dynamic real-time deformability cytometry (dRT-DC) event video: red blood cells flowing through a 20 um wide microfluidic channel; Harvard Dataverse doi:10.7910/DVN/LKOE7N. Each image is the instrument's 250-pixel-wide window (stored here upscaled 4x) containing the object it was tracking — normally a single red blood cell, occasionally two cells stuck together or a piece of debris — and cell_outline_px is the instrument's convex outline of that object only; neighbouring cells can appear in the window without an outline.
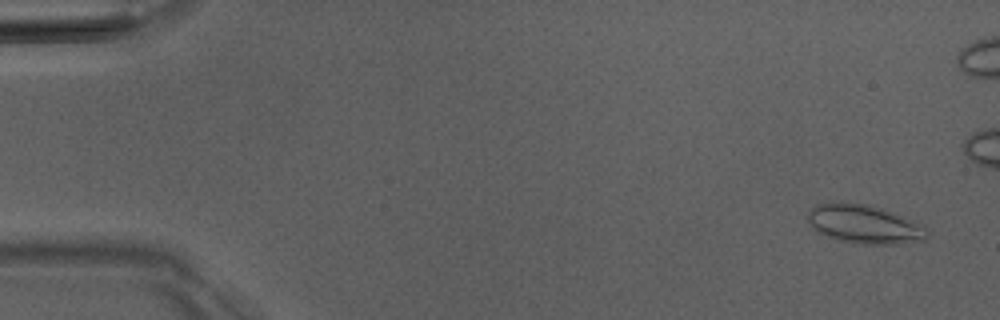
{"species": "Egyptian fruit bat (a non-hibernating species)", "species_latin": "Rousettus aegyptiacus", "temperature_condition": "room temperature", "stored_images_in_passage": 8, "camera_frame_rate_fps": 3000, "um_per_image_px": 0.085, "animal": {"sex": "male"}, "frame": {"image": 1, "passage_image": 1, "time_ms": 0.0, "image_size_px": [1000, 320], "cell_outline_px": [[928, 236], [924, 240], [900, 244], [860, 244], [836, 240], [812, 228], [808, 220], [808, 212], [816, 204], [840, 200], [868, 204], [880, 208], [924, 224], [928, 228]], "centroid_in_image_um": [73.48, 19.04], "position_along_channel_um": 11.5, "area_um2": 27.4}}
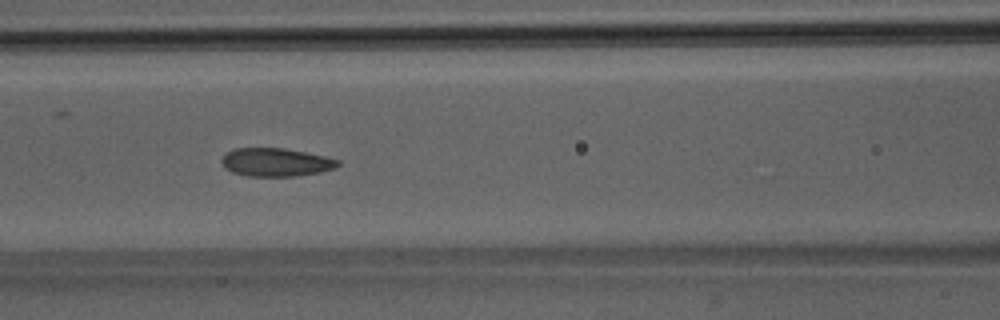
{"frame": {"image": 2, "passage_image": 7, "time_ms": 6.667, "image_size_px": [1000, 320], "cell_outline_px": [[340, 164], [336, 168], [320, 172], [296, 176], [248, 176], [232, 172], [224, 168], [220, 160], [228, 152], [236, 148], [284, 148], [324, 156], [340, 160]], "centroid_in_image_um": [23.45, 13.79], "position_along_channel_um": 143.1, "area_um2": 19.13}}